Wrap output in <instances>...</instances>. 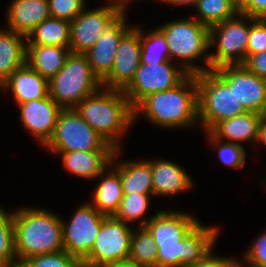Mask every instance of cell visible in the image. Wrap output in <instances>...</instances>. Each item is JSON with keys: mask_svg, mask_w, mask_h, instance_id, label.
<instances>
[{"mask_svg": "<svg viewBox=\"0 0 266 267\" xmlns=\"http://www.w3.org/2000/svg\"><path fill=\"white\" fill-rule=\"evenodd\" d=\"M15 255L18 266L26 259L64 250L62 219L34 208L13 213Z\"/></svg>", "mask_w": 266, "mask_h": 267, "instance_id": "obj_1", "label": "cell"}, {"mask_svg": "<svg viewBox=\"0 0 266 267\" xmlns=\"http://www.w3.org/2000/svg\"><path fill=\"white\" fill-rule=\"evenodd\" d=\"M134 119L143 112L158 126H191L198 118V87L196 75H188L179 85L144 98L134 109Z\"/></svg>", "mask_w": 266, "mask_h": 267, "instance_id": "obj_2", "label": "cell"}, {"mask_svg": "<svg viewBox=\"0 0 266 267\" xmlns=\"http://www.w3.org/2000/svg\"><path fill=\"white\" fill-rule=\"evenodd\" d=\"M84 98L74 109L115 149L120 135L134 122V111L122 90L103 88Z\"/></svg>", "mask_w": 266, "mask_h": 267, "instance_id": "obj_3", "label": "cell"}, {"mask_svg": "<svg viewBox=\"0 0 266 267\" xmlns=\"http://www.w3.org/2000/svg\"><path fill=\"white\" fill-rule=\"evenodd\" d=\"M48 84L49 96L62 109L75 108L84 98L102 87L86 55L73 52H70L63 68Z\"/></svg>", "mask_w": 266, "mask_h": 267, "instance_id": "obj_4", "label": "cell"}, {"mask_svg": "<svg viewBox=\"0 0 266 267\" xmlns=\"http://www.w3.org/2000/svg\"><path fill=\"white\" fill-rule=\"evenodd\" d=\"M165 35L169 49L170 61L176 56L183 62L179 69H183L189 75H197L210 70L209 47V27L200 23L196 19H181L166 23L159 27ZM204 57L208 68H200L191 63L200 56ZM187 62V63H186ZM190 62V63H189Z\"/></svg>", "mask_w": 266, "mask_h": 267, "instance_id": "obj_5", "label": "cell"}, {"mask_svg": "<svg viewBox=\"0 0 266 267\" xmlns=\"http://www.w3.org/2000/svg\"><path fill=\"white\" fill-rule=\"evenodd\" d=\"M198 87V119L209 132L217 123L245 113L233 90L214 71L196 75Z\"/></svg>", "mask_w": 266, "mask_h": 267, "instance_id": "obj_6", "label": "cell"}, {"mask_svg": "<svg viewBox=\"0 0 266 267\" xmlns=\"http://www.w3.org/2000/svg\"><path fill=\"white\" fill-rule=\"evenodd\" d=\"M44 146L54 152L116 150L74 108L59 112L53 135Z\"/></svg>", "mask_w": 266, "mask_h": 267, "instance_id": "obj_7", "label": "cell"}, {"mask_svg": "<svg viewBox=\"0 0 266 267\" xmlns=\"http://www.w3.org/2000/svg\"><path fill=\"white\" fill-rule=\"evenodd\" d=\"M237 17L241 19L234 17L209 28V47L217 44V52L208 54L210 70L225 65H242L246 60L250 25L242 19L243 14L239 13Z\"/></svg>", "mask_w": 266, "mask_h": 267, "instance_id": "obj_8", "label": "cell"}, {"mask_svg": "<svg viewBox=\"0 0 266 267\" xmlns=\"http://www.w3.org/2000/svg\"><path fill=\"white\" fill-rule=\"evenodd\" d=\"M133 230L114 216L105 217L89 255L83 264L101 267L128 261Z\"/></svg>", "mask_w": 266, "mask_h": 267, "instance_id": "obj_9", "label": "cell"}, {"mask_svg": "<svg viewBox=\"0 0 266 267\" xmlns=\"http://www.w3.org/2000/svg\"><path fill=\"white\" fill-rule=\"evenodd\" d=\"M217 228L198 222L179 245L157 246V267H187L204 258L212 249Z\"/></svg>", "mask_w": 266, "mask_h": 267, "instance_id": "obj_10", "label": "cell"}, {"mask_svg": "<svg viewBox=\"0 0 266 267\" xmlns=\"http://www.w3.org/2000/svg\"><path fill=\"white\" fill-rule=\"evenodd\" d=\"M166 61L140 63L130 84L123 90L134 109L148 95L170 90L179 85L189 74Z\"/></svg>", "mask_w": 266, "mask_h": 267, "instance_id": "obj_11", "label": "cell"}, {"mask_svg": "<svg viewBox=\"0 0 266 267\" xmlns=\"http://www.w3.org/2000/svg\"><path fill=\"white\" fill-rule=\"evenodd\" d=\"M105 217L92 204L79 206L69 223L62 220L64 250L82 262L91 252Z\"/></svg>", "mask_w": 266, "mask_h": 267, "instance_id": "obj_12", "label": "cell"}, {"mask_svg": "<svg viewBox=\"0 0 266 267\" xmlns=\"http://www.w3.org/2000/svg\"><path fill=\"white\" fill-rule=\"evenodd\" d=\"M214 71L234 91L246 112L262 114L266 107V80L248 71L243 65H225Z\"/></svg>", "mask_w": 266, "mask_h": 267, "instance_id": "obj_13", "label": "cell"}, {"mask_svg": "<svg viewBox=\"0 0 266 267\" xmlns=\"http://www.w3.org/2000/svg\"><path fill=\"white\" fill-rule=\"evenodd\" d=\"M122 11L111 4L93 10H85L70 22V45L73 53H86L107 26Z\"/></svg>", "mask_w": 266, "mask_h": 267, "instance_id": "obj_14", "label": "cell"}, {"mask_svg": "<svg viewBox=\"0 0 266 267\" xmlns=\"http://www.w3.org/2000/svg\"><path fill=\"white\" fill-rule=\"evenodd\" d=\"M141 30L131 29L121 38L110 74L102 81V88L124 90L134 78L141 61Z\"/></svg>", "mask_w": 266, "mask_h": 267, "instance_id": "obj_15", "label": "cell"}, {"mask_svg": "<svg viewBox=\"0 0 266 267\" xmlns=\"http://www.w3.org/2000/svg\"><path fill=\"white\" fill-rule=\"evenodd\" d=\"M125 12H121L106 27L94 45L84 53L93 73L102 82L111 72L121 38L131 29L126 25Z\"/></svg>", "mask_w": 266, "mask_h": 267, "instance_id": "obj_16", "label": "cell"}, {"mask_svg": "<svg viewBox=\"0 0 266 267\" xmlns=\"http://www.w3.org/2000/svg\"><path fill=\"white\" fill-rule=\"evenodd\" d=\"M20 119L43 145L52 137L62 108L48 95L43 99L19 104Z\"/></svg>", "mask_w": 266, "mask_h": 267, "instance_id": "obj_17", "label": "cell"}, {"mask_svg": "<svg viewBox=\"0 0 266 267\" xmlns=\"http://www.w3.org/2000/svg\"><path fill=\"white\" fill-rule=\"evenodd\" d=\"M139 227H146L154 238L156 246L179 245V241L199 221L186 213L159 211L156 216L142 221Z\"/></svg>", "mask_w": 266, "mask_h": 267, "instance_id": "obj_18", "label": "cell"}, {"mask_svg": "<svg viewBox=\"0 0 266 267\" xmlns=\"http://www.w3.org/2000/svg\"><path fill=\"white\" fill-rule=\"evenodd\" d=\"M116 150H91V151H73V152H57L61 153L62 161L65 167L80 177L92 179L103 176L107 173V166L114 163Z\"/></svg>", "mask_w": 266, "mask_h": 267, "instance_id": "obj_19", "label": "cell"}, {"mask_svg": "<svg viewBox=\"0 0 266 267\" xmlns=\"http://www.w3.org/2000/svg\"><path fill=\"white\" fill-rule=\"evenodd\" d=\"M0 88H10L18 104L43 99L49 95L48 80L27 63L16 69Z\"/></svg>", "mask_w": 266, "mask_h": 267, "instance_id": "obj_20", "label": "cell"}, {"mask_svg": "<svg viewBox=\"0 0 266 267\" xmlns=\"http://www.w3.org/2000/svg\"><path fill=\"white\" fill-rule=\"evenodd\" d=\"M49 17L48 0H13L7 13L8 28L27 37Z\"/></svg>", "mask_w": 266, "mask_h": 267, "instance_id": "obj_21", "label": "cell"}, {"mask_svg": "<svg viewBox=\"0 0 266 267\" xmlns=\"http://www.w3.org/2000/svg\"><path fill=\"white\" fill-rule=\"evenodd\" d=\"M153 195H174L193 186L189 175L174 162L151 161Z\"/></svg>", "mask_w": 266, "mask_h": 267, "instance_id": "obj_22", "label": "cell"}, {"mask_svg": "<svg viewBox=\"0 0 266 267\" xmlns=\"http://www.w3.org/2000/svg\"><path fill=\"white\" fill-rule=\"evenodd\" d=\"M69 47L26 45V63L48 81L65 65Z\"/></svg>", "mask_w": 266, "mask_h": 267, "instance_id": "obj_23", "label": "cell"}, {"mask_svg": "<svg viewBox=\"0 0 266 267\" xmlns=\"http://www.w3.org/2000/svg\"><path fill=\"white\" fill-rule=\"evenodd\" d=\"M262 114L256 112H245L230 119L217 123L209 132L219 140L228 138L235 141L254 140L258 142L259 127Z\"/></svg>", "mask_w": 266, "mask_h": 267, "instance_id": "obj_24", "label": "cell"}, {"mask_svg": "<svg viewBox=\"0 0 266 267\" xmlns=\"http://www.w3.org/2000/svg\"><path fill=\"white\" fill-rule=\"evenodd\" d=\"M26 36L12 30H0V87L9 76L26 63Z\"/></svg>", "mask_w": 266, "mask_h": 267, "instance_id": "obj_25", "label": "cell"}, {"mask_svg": "<svg viewBox=\"0 0 266 267\" xmlns=\"http://www.w3.org/2000/svg\"><path fill=\"white\" fill-rule=\"evenodd\" d=\"M116 166L123 194H153L151 161H128Z\"/></svg>", "mask_w": 266, "mask_h": 267, "instance_id": "obj_26", "label": "cell"}, {"mask_svg": "<svg viewBox=\"0 0 266 267\" xmlns=\"http://www.w3.org/2000/svg\"><path fill=\"white\" fill-rule=\"evenodd\" d=\"M123 196L120 174L109 171L93 194V206L106 217L115 216Z\"/></svg>", "mask_w": 266, "mask_h": 267, "instance_id": "obj_27", "label": "cell"}, {"mask_svg": "<svg viewBox=\"0 0 266 267\" xmlns=\"http://www.w3.org/2000/svg\"><path fill=\"white\" fill-rule=\"evenodd\" d=\"M27 45H50L69 47L70 22L49 17L37 25L27 36Z\"/></svg>", "mask_w": 266, "mask_h": 267, "instance_id": "obj_28", "label": "cell"}, {"mask_svg": "<svg viewBox=\"0 0 266 267\" xmlns=\"http://www.w3.org/2000/svg\"><path fill=\"white\" fill-rule=\"evenodd\" d=\"M133 231L128 260L141 267H157V246L146 227Z\"/></svg>", "mask_w": 266, "mask_h": 267, "instance_id": "obj_29", "label": "cell"}, {"mask_svg": "<svg viewBox=\"0 0 266 267\" xmlns=\"http://www.w3.org/2000/svg\"><path fill=\"white\" fill-rule=\"evenodd\" d=\"M195 7L200 14L196 20L209 28L239 15L238 5L232 0H198Z\"/></svg>", "mask_w": 266, "mask_h": 267, "instance_id": "obj_30", "label": "cell"}, {"mask_svg": "<svg viewBox=\"0 0 266 267\" xmlns=\"http://www.w3.org/2000/svg\"><path fill=\"white\" fill-rule=\"evenodd\" d=\"M140 61L142 64L170 61L165 35L159 28L152 30L147 35L141 31Z\"/></svg>", "mask_w": 266, "mask_h": 267, "instance_id": "obj_31", "label": "cell"}, {"mask_svg": "<svg viewBox=\"0 0 266 267\" xmlns=\"http://www.w3.org/2000/svg\"><path fill=\"white\" fill-rule=\"evenodd\" d=\"M15 258L13 213L0 208V267H18Z\"/></svg>", "mask_w": 266, "mask_h": 267, "instance_id": "obj_32", "label": "cell"}, {"mask_svg": "<svg viewBox=\"0 0 266 267\" xmlns=\"http://www.w3.org/2000/svg\"><path fill=\"white\" fill-rule=\"evenodd\" d=\"M123 195L120 207L114 217L124 223L142 218L149 205V194Z\"/></svg>", "mask_w": 266, "mask_h": 267, "instance_id": "obj_33", "label": "cell"}, {"mask_svg": "<svg viewBox=\"0 0 266 267\" xmlns=\"http://www.w3.org/2000/svg\"><path fill=\"white\" fill-rule=\"evenodd\" d=\"M81 262L65 250L41 254L24 260L18 267H77Z\"/></svg>", "mask_w": 266, "mask_h": 267, "instance_id": "obj_34", "label": "cell"}, {"mask_svg": "<svg viewBox=\"0 0 266 267\" xmlns=\"http://www.w3.org/2000/svg\"><path fill=\"white\" fill-rule=\"evenodd\" d=\"M207 136H209L212 144L216 147L218 146L219 159L224 165L235 168H242L244 166L246 152L241 144L226 142L221 145V140L215 138L210 132H208Z\"/></svg>", "mask_w": 266, "mask_h": 267, "instance_id": "obj_35", "label": "cell"}, {"mask_svg": "<svg viewBox=\"0 0 266 267\" xmlns=\"http://www.w3.org/2000/svg\"><path fill=\"white\" fill-rule=\"evenodd\" d=\"M245 20L253 22L250 25L247 56L260 54L266 50V19H254L252 17L243 15Z\"/></svg>", "mask_w": 266, "mask_h": 267, "instance_id": "obj_36", "label": "cell"}, {"mask_svg": "<svg viewBox=\"0 0 266 267\" xmlns=\"http://www.w3.org/2000/svg\"><path fill=\"white\" fill-rule=\"evenodd\" d=\"M50 15L53 18L71 22L85 7V0H48Z\"/></svg>", "mask_w": 266, "mask_h": 267, "instance_id": "obj_37", "label": "cell"}, {"mask_svg": "<svg viewBox=\"0 0 266 267\" xmlns=\"http://www.w3.org/2000/svg\"><path fill=\"white\" fill-rule=\"evenodd\" d=\"M259 236L246 252L245 259L252 264L266 267V232Z\"/></svg>", "mask_w": 266, "mask_h": 267, "instance_id": "obj_38", "label": "cell"}, {"mask_svg": "<svg viewBox=\"0 0 266 267\" xmlns=\"http://www.w3.org/2000/svg\"><path fill=\"white\" fill-rule=\"evenodd\" d=\"M238 12L254 19H266V0H242Z\"/></svg>", "mask_w": 266, "mask_h": 267, "instance_id": "obj_39", "label": "cell"}, {"mask_svg": "<svg viewBox=\"0 0 266 267\" xmlns=\"http://www.w3.org/2000/svg\"><path fill=\"white\" fill-rule=\"evenodd\" d=\"M242 65L248 71L266 80V50L260 54L247 56Z\"/></svg>", "mask_w": 266, "mask_h": 267, "instance_id": "obj_40", "label": "cell"}, {"mask_svg": "<svg viewBox=\"0 0 266 267\" xmlns=\"http://www.w3.org/2000/svg\"><path fill=\"white\" fill-rule=\"evenodd\" d=\"M233 259L223 258V257H214L211 254V251L200 261L196 262L193 265L187 267H233Z\"/></svg>", "mask_w": 266, "mask_h": 267, "instance_id": "obj_41", "label": "cell"}, {"mask_svg": "<svg viewBox=\"0 0 266 267\" xmlns=\"http://www.w3.org/2000/svg\"><path fill=\"white\" fill-rule=\"evenodd\" d=\"M264 142L266 144V118L262 117L259 127L258 142Z\"/></svg>", "mask_w": 266, "mask_h": 267, "instance_id": "obj_42", "label": "cell"}, {"mask_svg": "<svg viewBox=\"0 0 266 267\" xmlns=\"http://www.w3.org/2000/svg\"><path fill=\"white\" fill-rule=\"evenodd\" d=\"M101 267H141V266L128 260V261H124V262H120V263L103 265Z\"/></svg>", "mask_w": 266, "mask_h": 267, "instance_id": "obj_43", "label": "cell"}, {"mask_svg": "<svg viewBox=\"0 0 266 267\" xmlns=\"http://www.w3.org/2000/svg\"><path fill=\"white\" fill-rule=\"evenodd\" d=\"M163 2H166V3H170V4H175V5H196L197 1L198 0H161Z\"/></svg>", "mask_w": 266, "mask_h": 267, "instance_id": "obj_44", "label": "cell"}, {"mask_svg": "<svg viewBox=\"0 0 266 267\" xmlns=\"http://www.w3.org/2000/svg\"><path fill=\"white\" fill-rule=\"evenodd\" d=\"M112 3H110L113 6L118 7L122 12H125V5L127 4V2H129L130 0H109Z\"/></svg>", "mask_w": 266, "mask_h": 267, "instance_id": "obj_45", "label": "cell"}, {"mask_svg": "<svg viewBox=\"0 0 266 267\" xmlns=\"http://www.w3.org/2000/svg\"><path fill=\"white\" fill-rule=\"evenodd\" d=\"M248 263H249L248 264L249 266H247V267H262V266H258V265L252 264L251 262H248ZM233 267H244V266L241 264V262H237L235 260Z\"/></svg>", "mask_w": 266, "mask_h": 267, "instance_id": "obj_46", "label": "cell"}, {"mask_svg": "<svg viewBox=\"0 0 266 267\" xmlns=\"http://www.w3.org/2000/svg\"><path fill=\"white\" fill-rule=\"evenodd\" d=\"M77 267H93V266L85 265V264H83V263L81 262Z\"/></svg>", "mask_w": 266, "mask_h": 267, "instance_id": "obj_47", "label": "cell"}, {"mask_svg": "<svg viewBox=\"0 0 266 267\" xmlns=\"http://www.w3.org/2000/svg\"><path fill=\"white\" fill-rule=\"evenodd\" d=\"M262 117L266 118V107L264 109V112L262 113Z\"/></svg>", "mask_w": 266, "mask_h": 267, "instance_id": "obj_48", "label": "cell"}, {"mask_svg": "<svg viewBox=\"0 0 266 267\" xmlns=\"http://www.w3.org/2000/svg\"><path fill=\"white\" fill-rule=\"evenodd\" d=\"M232 1H234L237 5H239L242 0H232Z\"/></svg>", "mask_w": 266, "mask_h": 267, "instance_id": "obj_49", "label": "cell"}]
</instances>
